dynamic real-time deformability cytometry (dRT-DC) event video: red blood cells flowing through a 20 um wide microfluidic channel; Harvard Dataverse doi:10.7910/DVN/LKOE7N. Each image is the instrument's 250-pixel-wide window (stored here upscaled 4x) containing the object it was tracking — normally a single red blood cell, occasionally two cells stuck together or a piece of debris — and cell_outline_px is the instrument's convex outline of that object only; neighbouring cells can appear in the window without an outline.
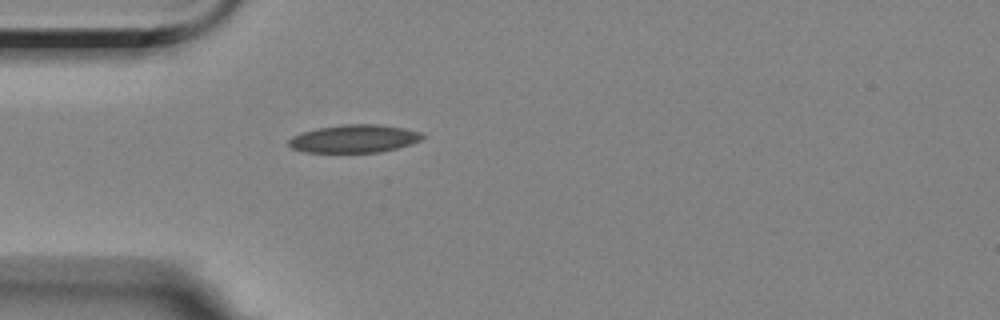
{"species": "Egyptian fruit bat (a non-hibernating species)", "species_latin": "Rousettus aegyptiacus", "temperature_condition": "room temperature", "stored_images_in_passage": 42, "camera_frame_rate_fps": 3000, "um_per_image_px": 0.085, "animal": {"sex": "female"}, "frame": {"image": 1, "passage_image": 1, "time_ms": 0.0, "image_size_px": [1000, 320], "cell_outline_px": [[424, 136], [420, 140], [412, 144], [380, 152], [304, 152], [292, 148], [288, 144], [288, 140], [292, 136], [300, 132], [316, 128], [344, 124], [380, 124], [404, 128], [420, 132]], "centroid_in_image_um": [30.08, 11.78], "position_along_channel_um": 54.9, "area_um2": 21.85}}
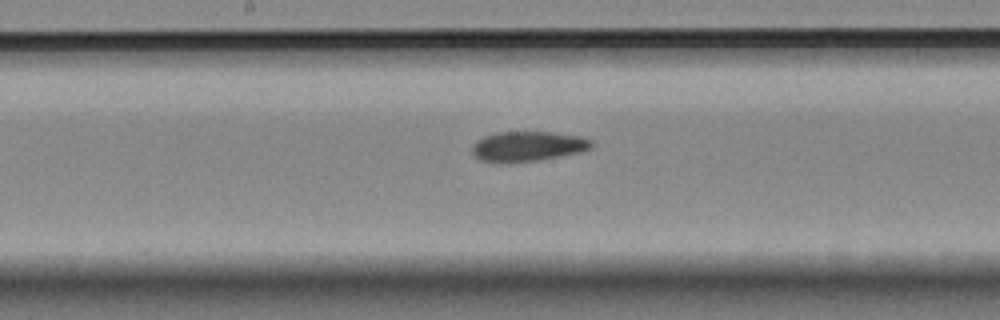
{"frame": {"image": 2, "passage_image": 14, "time_ms": 4.333, "image_size_px": [1000, 320], "cell_outline_px": [[596, 144], [592, 148], [580, 152], [540, 160], [508, 164], [480, 160], [472, 152], [472, 148], [476, 140], [484, 136], [496, 132], [552, 132], [580, 136], [592, 140]], "centroid_in_image_um": [44.88, 12.45], "position_along_channel_um": 203.3, "area_um2": 21.21}}
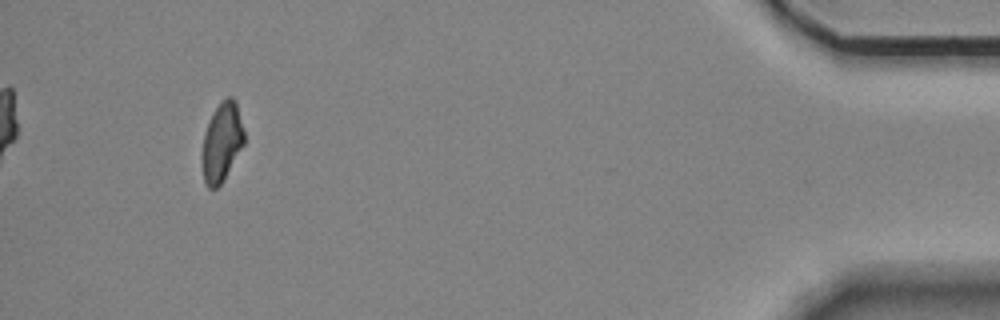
{"frame": {"image": 3, "passage_image": 38, "time_ms": 12.333, "image_size_px": [1000, 320], "cell_outline_px": [[244, 144], [220, 184], [216, 188], [208, 188], [204, 184], [200, 160], [204, 132], [220, 100], [228, 96], [232, 96], [236, 100], [244, 132]], "centroid_in_image_um": [18.82, 12.08], "position_along_channel_um": 416.4, "area_um2": 19.42}, "authors_computed_cell_mechanics": {"area_um2": 20.9236, "velocity_mm_per_s": 3.5137, "shape_relaxation_time_tau1_ms": null, "shape_relaxation_time_tau2_ms": 7.4036, "deformation_change_tau1": null, "deformation_change_tau2": 0.1534}}